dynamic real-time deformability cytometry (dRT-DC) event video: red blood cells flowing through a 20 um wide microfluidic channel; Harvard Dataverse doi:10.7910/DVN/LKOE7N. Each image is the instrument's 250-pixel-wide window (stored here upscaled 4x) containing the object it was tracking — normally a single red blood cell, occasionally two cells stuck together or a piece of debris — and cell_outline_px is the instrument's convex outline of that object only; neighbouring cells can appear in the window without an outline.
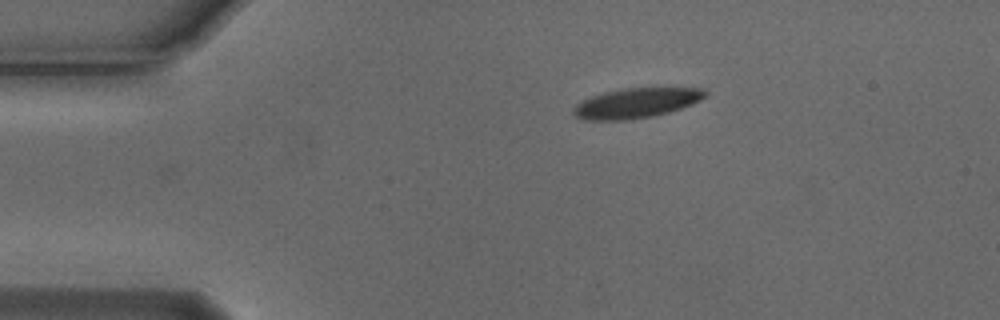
{"species": "Egyptian fruit bat (a non-hibernating species)", "species_latin": "Rousettus aegyptiacus", "temperature_condition": "cold", "stored_images_in_passage": 40, "camera_frame_rate_fps": 3000, "um_per_image_px": 0.085, "animal": {"sex": "male"}, "frame": {"image": 1, "passage_image": 1, "time_ms": 0.0, "image_size_px": [1000, 320], "cell_outline_px": [[708, 96], [692, 104], [668, 112], [652, 116], [628, 120], [580, 120], [572, 112], [572, 108], [580, 100], [604, 92], [620, 88], [704, 88], [708, 92]], "centroid_in_image_um": [54.05, 8.75], "position_along_channel_um": 30.9, "area_um2": 23.18}}
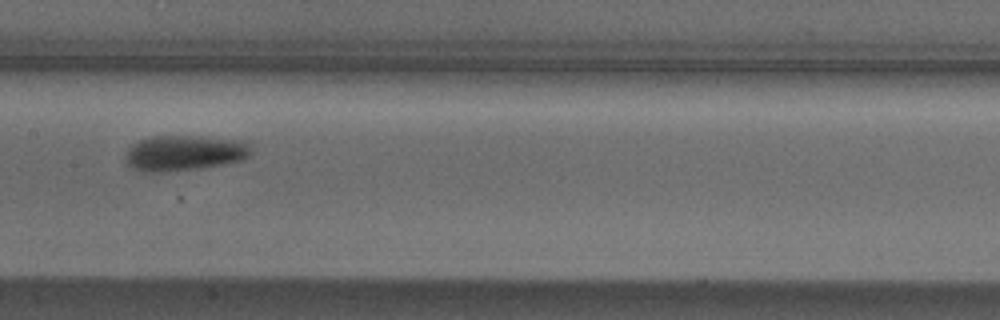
{"frame": {"image": 2, "passage_image": 18, "time_ms": 5.667, "image_size_px": [1000, 320], "cell_outline_px": [[252, 152], [248, 156], [240, 160], [224, 164], [200, 168], [168, 172], [144, 172], [132, 168], [124, 160], [124, 156], [128, 148], [132, 144], [140, 140], [152, 136], [200, 136], [252, 140]], "centroid_in_image_um": [15.72, 12.99], "position_along_channel_um": 191.7, "area_um2": 26.65}}
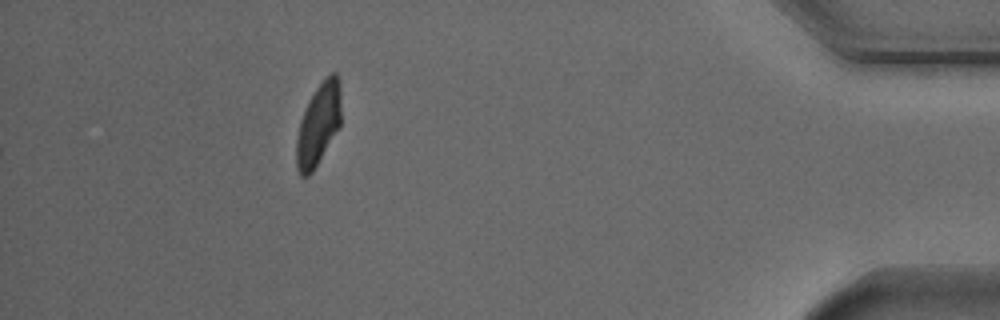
{"frame": {"image": 3, "passage_image": 40, "time_ms": 13.0, "image_size_px": [1000, 320], "cell_outline_px": [[340, 128], [312, 172], [308, 176], [300, 176], [296, 168], [296, 140], [300, 120], [308, 100], [324, 76], [332, 72], [336, 72], [340, 80]], "centroid_in_image_um": [27.07, 10.55], "position_along_channel_um": 408.1, "area_um2": 21.68}, "authors_computed_cell_mechanics": {"area_um2": 24.6517, "velocity_mm_per_s": 3.7303, "shape_relaxation_time_tau1_ms": 3.1008, "shape_relaxation_time_tau2_ms": 3.1404, "deformation_change_tau1": 0.1383, "deformation_change_tau2": 0.076}}